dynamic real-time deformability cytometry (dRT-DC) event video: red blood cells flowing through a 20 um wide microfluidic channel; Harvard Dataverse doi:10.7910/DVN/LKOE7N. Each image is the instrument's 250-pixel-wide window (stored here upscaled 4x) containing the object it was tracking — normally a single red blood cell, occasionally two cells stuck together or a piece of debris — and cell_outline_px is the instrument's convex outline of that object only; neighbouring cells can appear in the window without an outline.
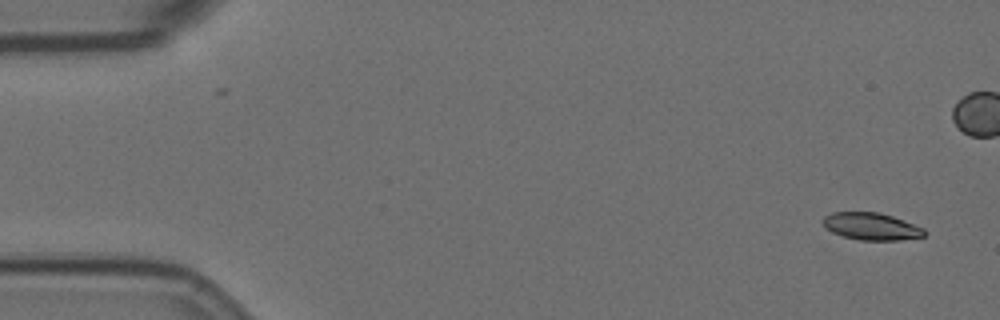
{"species": "Egyptian fruit bat (a non-hibernating species)", "species_latin": "Rousettus aegyptiacus", "temperature_condition": "room temperature", "stored_images_in_passage": 2, "camera_frame_rate_fps": 3000, "um_per_image_px": 0.085, "animal": {"sex": "female"}, "frame": {"image": 1, "passage_image": 2, "time_ms": 1.0, "image_size_px": [1000, 320], "cell_outline_px": [[928, 232], [924, 236], [900, 240], [860, 240], [844, 236], [832, 232], [824, 228], [820, 220], [824, 216], [832, 212], [880, 212], [904, 220], [924, 228]], "centroid_in_image_um": [74.04, 19.23], "position_along_channel_um": 11.0, "area_um2": 16.3}}